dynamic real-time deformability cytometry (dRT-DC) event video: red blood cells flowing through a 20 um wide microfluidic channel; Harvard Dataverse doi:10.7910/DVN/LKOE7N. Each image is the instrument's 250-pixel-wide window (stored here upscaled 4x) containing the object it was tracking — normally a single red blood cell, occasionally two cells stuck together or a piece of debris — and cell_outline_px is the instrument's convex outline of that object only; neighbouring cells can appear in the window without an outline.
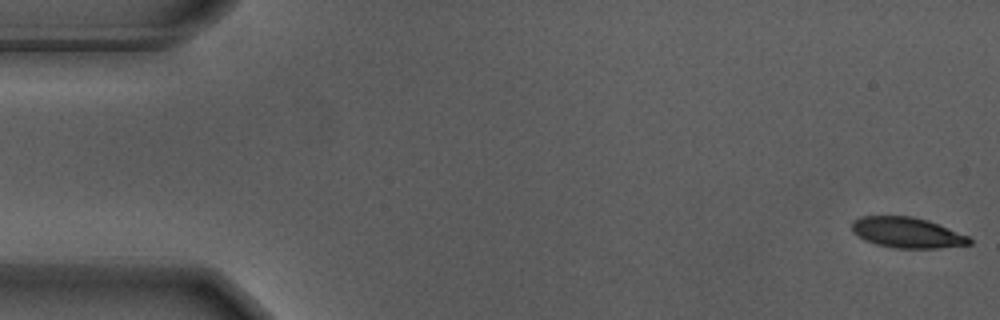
{"species": "Egyptian fruit bat (a non-hibernating species)", "species_latin": "Rousettus aegyptiacus", "temperature_condition": "warm", "stored_images_in_passage": 57, "segment_of_instrument_passage": [1, 2], "camera_frame_rate_fps": 3000, "um_per_image_px": 0.085, "animal": {"sex": "male"}, "frame": {"image": 1, "passage_image": 1, "time_ms": 0.0, "image_size_px": [1000, 320], "cell_outline_px": [[972, 244], [936, 248], [896, 248], [876, 244], [864, 240], [852, 232], [852, 220], [860, 216], [912, 216], [928, 220], [968, 236], [972, 240]], "centroid_in_image_um": [77.07, 19.77], "position_along_channel_um": 7.9, "area_um2": 20.92}}
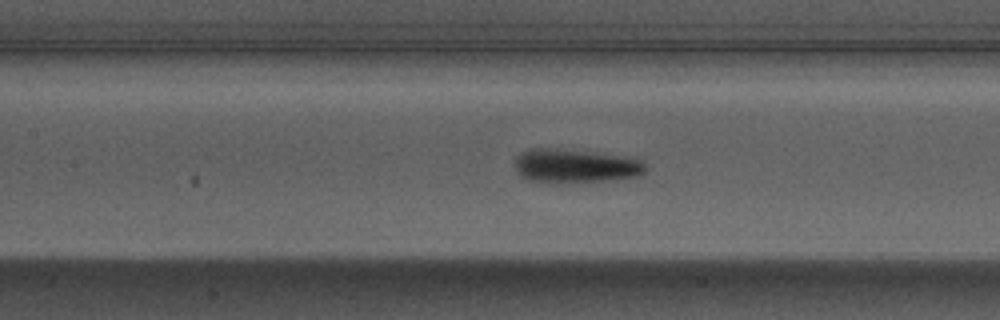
{"frame": {"image": 2, "passage_image": 25, "time_ms": 8.0, "image_size_px": [1000, 320], "cell_outline_px": [[648, 168], [640, 176], [604, 180], [556, 184], [548, 184], [528, 180], [520, 176], [516, 172], [516, 156], [520, 152], [532, 148], [544, 148], [636, 156]], "centroid_in_image_um": [48.9, 14.12], "position_along_channel_um": 158.5, "area_um2": 26.24}}
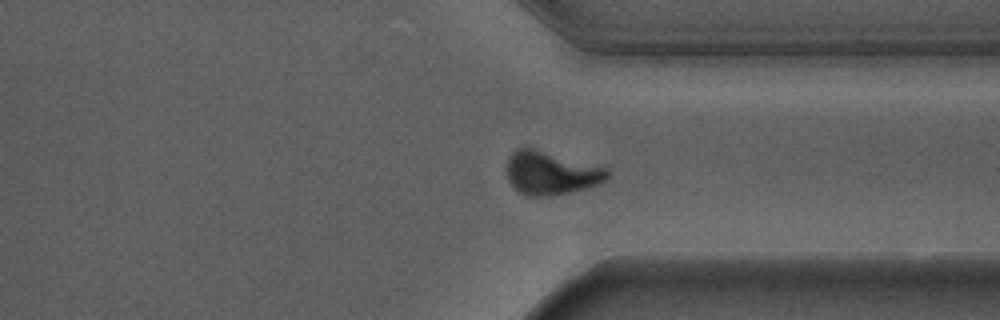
{"frame": {"image": 3, "passage_image": 42, "time_ms": 13.667, "image_size_px": [1000, 320], "cell_outline_px": [[608, 176], [600, 184], [568, 192], [548, 196], [528, 196], [516, 192], [508, 180], [508, 156], [516, 148], [532, 148], [604, 168], [608, 172]], "centroid_in_image_um": [46.75, 14.73], "position_along_channel_um": 364.6, "area_um2": 24.8}}